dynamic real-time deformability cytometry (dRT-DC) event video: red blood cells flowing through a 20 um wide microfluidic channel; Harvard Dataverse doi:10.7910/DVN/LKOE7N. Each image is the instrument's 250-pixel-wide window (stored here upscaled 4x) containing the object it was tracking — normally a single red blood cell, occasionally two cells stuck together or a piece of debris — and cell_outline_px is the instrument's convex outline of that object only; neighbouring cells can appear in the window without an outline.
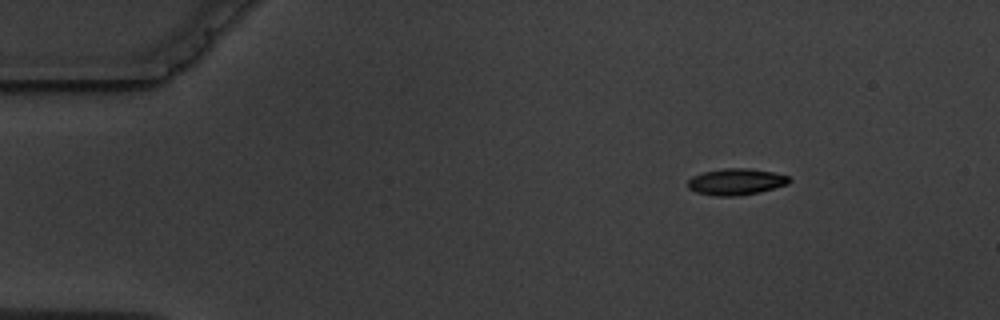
{"species": "common noctule bat (a hibernating species)", "species_latin": "Nyctalus noctula", "temperature_condition": "warm", "stored_images_in_passage": 5, "camera_frame_rate_fps": 3000, "um_per_image_px": 0.085, "animal": {"sex": "male", "body_mass_g": 19.5, "forearm_length_mm": 54.6}, "frame": {"image": 1, "passage_image": 1, "time_ms": 0.0, "image_size_px": [1000, 320], "cell_outline_px": [[792, 180], [788, 184], [760, 192], [736, 196], [716, 196], [696, 192], [688, 188], [688, 180], [692, 176], [704, 172], [724, 168], [748, 168], [772, 172], [788, 176]], "centroid_in_image_um": [62.56, 15.45], "position_along_channel_um": 22.4, "area_um2": 15.61}}
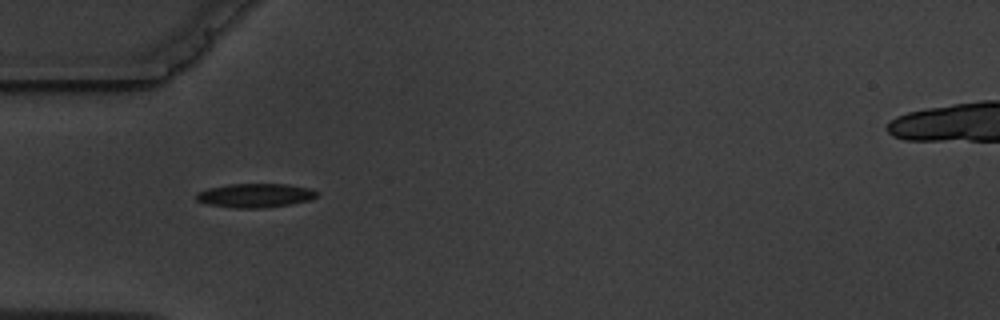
{"frame": {"image": 2, "passage_image": 4, "time_ms": 3.333, "image_size_px": [1000, 320], "cell_outline_px": [[316, 196], [308, 200], [292, 204], [256, 208], [236, 208], [208, 204], [196, 200], [196, 192], [208, 188], [228, 184], [288, 184], [308, 188], [316, 192]], "centroid_in_image_um": [21.64, 16.6], "position_along_channel_um": 63.4, "area_um2": 16.65}}
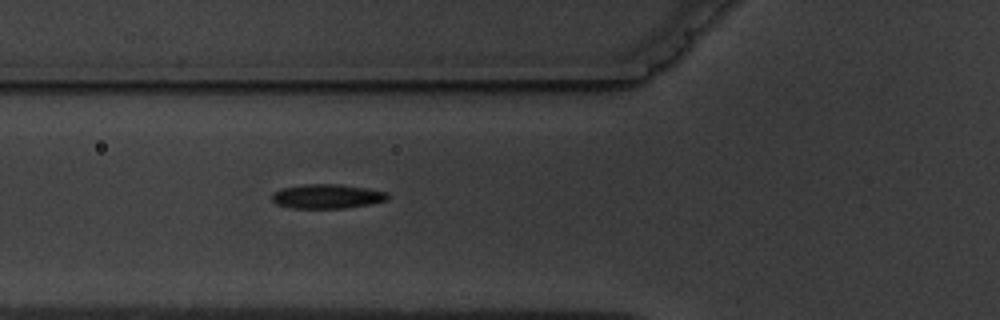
{"frame": {"image": 3, "passage_image": 5, "time_ms": 4.333, "image_size_px": [1000, 320], "cell_outline_px": [[388, 200], [372, 204], [344, 208], [292, 208], [276, 204], [272, 200], [272, 192], [280, 188], [304, 184], [340, 184], [368, 188], [388, 192]], "centroid_in_image_um": [27.8, 16.68], "position_along_channel_um": 98.0, "area_um2": 16.65}}